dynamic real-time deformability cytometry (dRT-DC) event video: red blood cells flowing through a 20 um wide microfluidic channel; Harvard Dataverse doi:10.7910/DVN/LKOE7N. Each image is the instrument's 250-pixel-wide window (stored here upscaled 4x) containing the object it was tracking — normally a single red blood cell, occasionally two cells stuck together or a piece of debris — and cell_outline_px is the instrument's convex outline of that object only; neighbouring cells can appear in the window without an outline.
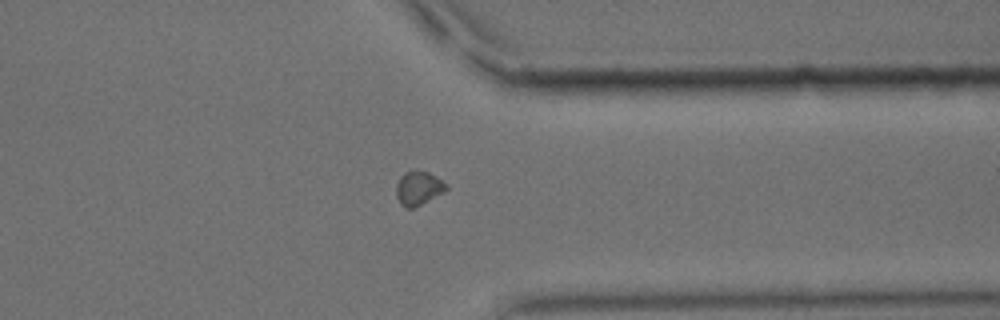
{"species": "common noctule bat (a hibernating species)", "species_latin": "Nyctalus noctula", "temperature_condition": "cold", "stored_images_in_passage": 34, "camera_frame_rate_fps": 3000, "um_per_image_px": 0.085, "animal": {"sex": "male", "body_mass_g": 15.6}, "frame": {"image": 1, "passage_image": 26, "time_ms": 8.333, "image_size_px": [1000, 320], "cell_outline_px": [[448, 188], [444, 192], [412, 208], [404, 208], [400, 204], [396, 196], [396, 184], [400, 176], [404, 172], [416, 168], [428, 172], [448, 184]], "centroid_in_image_um": [35.54, 15.96], "position_along_channel_um": 375.9, "area_um2": 10.06}}
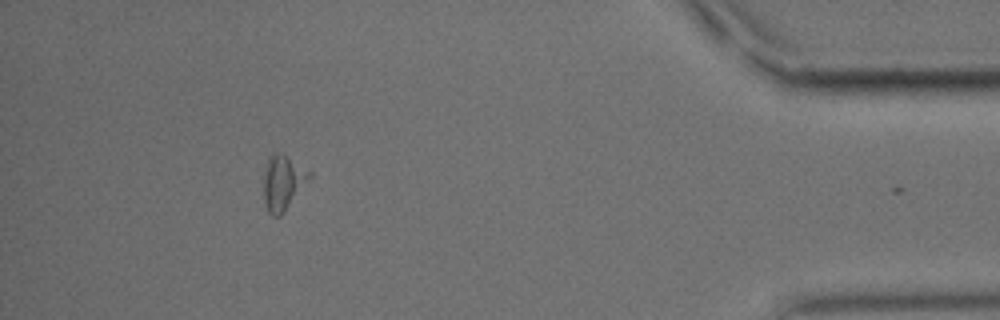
{"frame": {"image": 2, "passage_image": 33, "time_ms": 10.667, "image_size_px": [1000, 320], "cell_outline_px": [[312, 176], [284, 212], [280, 216], [272, 216], [268, 212], [264, 200], [264, 176], [268, 156], [272, 152], [280, 152], [312, 172]], "centroid_in_image_um": [24.05, 15.5], "position_along_channel_um": 411.2, "area_um2": 14.57}}